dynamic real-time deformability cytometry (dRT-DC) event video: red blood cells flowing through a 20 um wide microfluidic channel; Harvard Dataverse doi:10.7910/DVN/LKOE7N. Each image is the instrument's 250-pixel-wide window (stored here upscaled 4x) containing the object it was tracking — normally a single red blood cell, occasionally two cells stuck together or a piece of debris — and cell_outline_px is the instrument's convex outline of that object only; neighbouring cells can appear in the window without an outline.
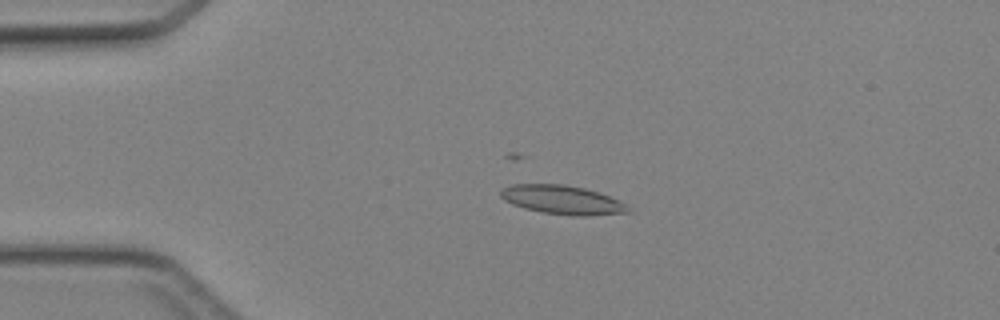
{"species": "Egyptian fruit bat (a non-hibernating species)", "species_latin": "Rousettus aegyptiacus", "temperature_condition": "cold", "stored_images_in_passage": 26, "camera_frame_rate_fps": 3000, "um_per_image_px": 0.085, "animal": {"sex": "female"}, "frame": {"image": 1, "passage_image": 3, "time_ms": 0.667, "image_size_px": [1000, 320], "cell_outline_px": [[632, 212], [588, 216], [572, 216], [540, 212], [524, 208], [512, 204], [504, 200], [500, 196], [500, 192], [504, 188], [512, 184], [564, 184], [584, 188], [608, 196], [624, 204]], "centroid_in_image_um": [47.76, 17.0], "position_along_channel_um": 37.2, "area_um2": 21.33}}
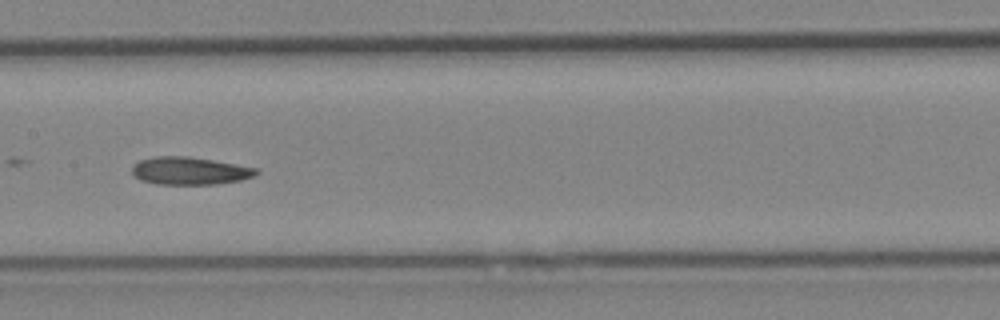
{"frame": {"image": 2, "passage_image": 16, "time_ms": 5.0, "image_size_px": [1000, 320], "cell_outline_px": [[260, 172], [252, 176], [240, 180], [216, 184], [156, 184], [140, 180], [132, 172], [132, 164], [140, 160], [152, 156], [188, 156], [212, 160], [256, 168]], "centroid_in_image_um": [16.07, 14.51], "position_along_channel_um": 191.3, "area_um2": 19.94}}
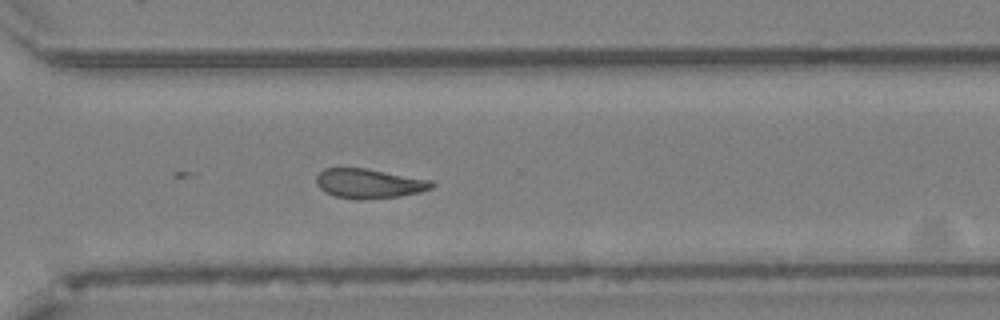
{"frame": {"image": 3, "passage_image": 26, "time_ms": 8.333, "image_size_px": [1000, 320], "cell_outline_px": [[436, 184], [432, 188], [420, 192], [400, 196], [360, 200], [336, 196], [324, 192], [316, 184], [316, 176], [324, 168], [364, 168], [432, 180]], "centroid_in_image_um": [31.37, 15.6], "position_along_channel_um": 339.2, "area_um2": 19.88}}